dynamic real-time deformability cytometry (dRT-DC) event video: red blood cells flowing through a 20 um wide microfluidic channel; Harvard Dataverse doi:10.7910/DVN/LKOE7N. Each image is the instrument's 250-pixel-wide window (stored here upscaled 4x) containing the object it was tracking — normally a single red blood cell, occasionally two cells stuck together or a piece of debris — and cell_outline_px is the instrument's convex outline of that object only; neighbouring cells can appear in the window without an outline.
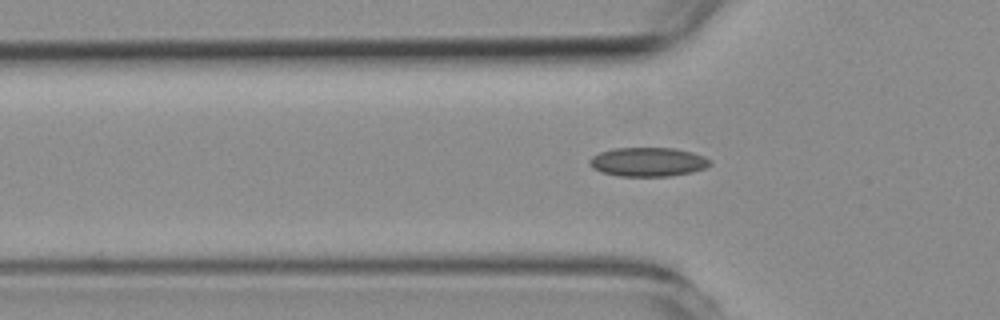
{"species": "common noctule bat (a hibernating species)", "species_latin": "Nyctalus noctula", "temperature_condition": "room temperature", "stored_images_in_passage": 33, "camera_frame_rate_fps": 3000, "um_per_image_px": 0.085, "animal": {"sex": "female", "body_mass_g": 19.3, "forearm_length_mm": 54.1}, "frame": {"image": 1, "passage_image": 2, "time_ms": 0.333, "image_size_px": [1000, 320], "cell_outline_px": [[712, 164], [704, 168], [692, 172], [668, 176], [616, 176], [600, 172], [592, 168], [588, 160], [592, 156], [600, 152], [612, 148], [676, 148], [692, 152], [704, 156], [712, 160]], "centroid_in_image_um": [55.07, 13.76], "position_along_channel_um": 70.7, "area_um2": 20.58}}
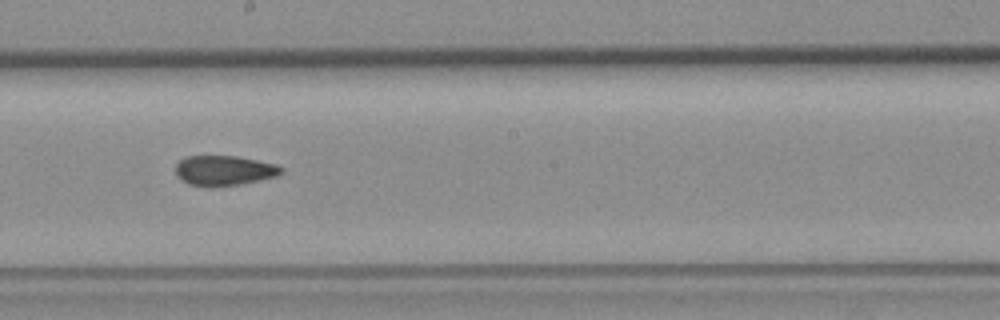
{"frame": {"image": 2, "passage_image": 15, "time_ms": 4.667, "image_size_px": [1000, 320], "cell_outline_px": [[284, 172], [276, 176], [260, 180], [240, 184], [212, 188], [208, 188], [188, 184], [180, 180], [176, 176], [176, 164], [180, 160], [188, 156], [236, 156], [276, 164], [284, 168]], "centroid_in_image_um": [19.03, 14.52], "position_along_channel_um": 229.2, "area_um2": 18.79}}
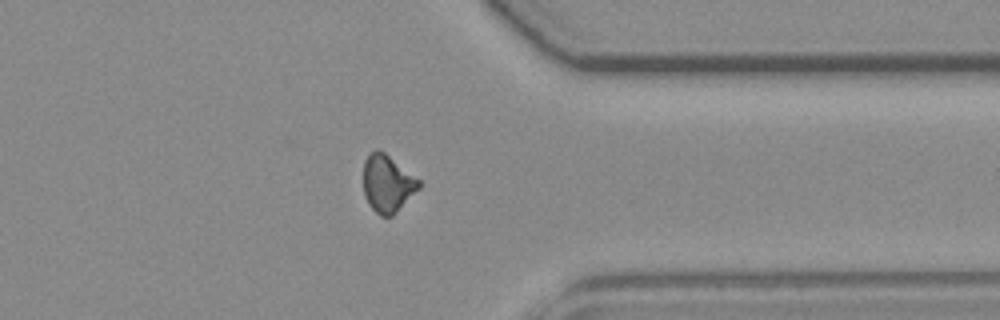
{"frame": {"image": 3, "passage_image": 28, "time_ms": 9.0, "image_size_px": [1000, 320], "cell_outline_px": [[420, 188], [392, 216], [380, 216], [368, 204], [364, 196], [364, 160], [376, 148], [384, 152], [420, 180]], "centroid_in_image_um": [32.93, 15.61], "position_along_channel_um": 378.5, "area_um2": 18.38}, "authors_computed_cell_mechanics": {"area_um2": 18.785, "velocity_mm_per_s": 3.6388, "shape_relaxation_time_tau1_ms": null, "shape_relaxation_time_tau2_ms": 3.0914, "deformation_change_tau1": null, "deformation_change_tau2": 0.0884}}